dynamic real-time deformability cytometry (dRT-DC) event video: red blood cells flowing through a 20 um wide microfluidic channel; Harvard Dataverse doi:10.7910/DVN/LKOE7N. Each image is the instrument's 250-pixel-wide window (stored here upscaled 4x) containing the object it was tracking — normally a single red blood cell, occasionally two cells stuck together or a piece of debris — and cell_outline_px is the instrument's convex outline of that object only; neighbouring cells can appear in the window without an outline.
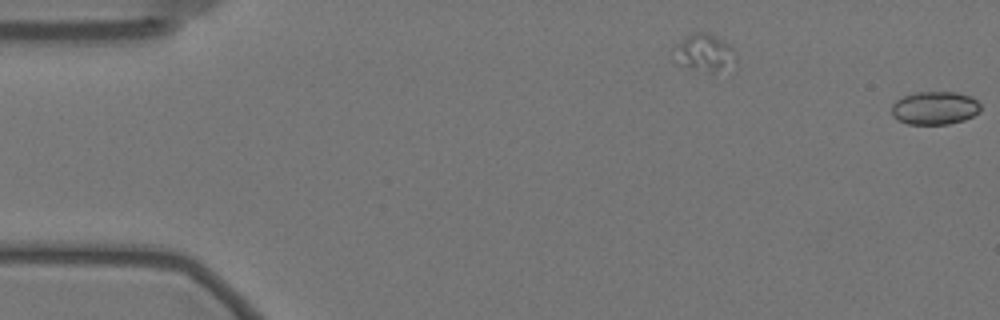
{"species": "Egyptian fruit bat (a non-hibernating species)", "species_latin": "Rousettus aegyptiacus", "temperature_condition": "warm", "stored_images_in_passage": 4, "segment_of_instrument_passage": [2, 2], "camera_frame_rate_fps": 3000, "um_per_image_px": 0.085, "animal": {"sex": "female"}, "frame": {"image": 1, "passage_image": 4, "time_ms": 1.0, "image_size_px": [1000, 320], "cell_outline_px": [[980, 112], [964, 120], [948, 124], [908, 124], [896, 120], [892, 116], [892, 104], [896, 100], [912, 92], [956, 92], [972, 96], [980, 104]], "centroid_in_image_um": [79.44, 9.18], "position_along_channel_um": 5.6, "area_um2": 17.4}}